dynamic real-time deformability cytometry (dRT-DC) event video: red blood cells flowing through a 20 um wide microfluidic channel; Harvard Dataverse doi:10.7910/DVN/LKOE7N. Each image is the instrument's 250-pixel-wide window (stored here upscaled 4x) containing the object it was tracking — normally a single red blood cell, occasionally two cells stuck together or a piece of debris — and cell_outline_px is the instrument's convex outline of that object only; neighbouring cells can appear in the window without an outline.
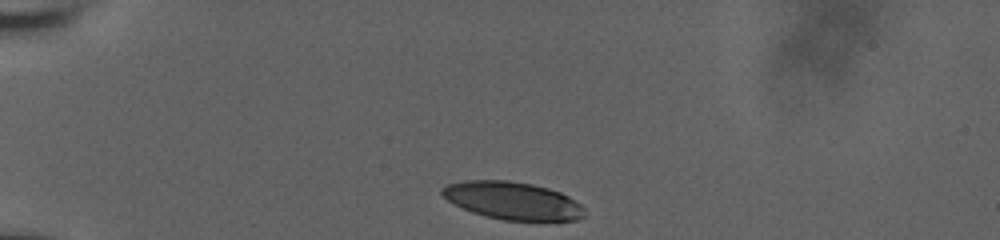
{"species": "human", "species_latin": "Homo sapiens", "temperature_condition": "room temperature", "stored_images_in_passage": 34, "camera_frame_rate_fps": 3000, "um_per_image_px": 0.085, "donor": {"sex": "male"}, "frame": {"image": 1, "passage_image": 1, "time_ms": 0.0, "image_size_px": [1000, 240], "cell_outline_px": [[584, 216], [576, 220], [504, 220], [484, 216], [472, 212], [448, 200], [440, 192], [440, 188], [448, 184], [464, 180], [508, 180], [532, 184], [548, 188], [560, 192], [568, 196], [580, 204], [584, 208]], "centroid_in_image_um": [43.56, 17.04], "position_along_channel_um": 41.4, "area_um2": 31.1}}
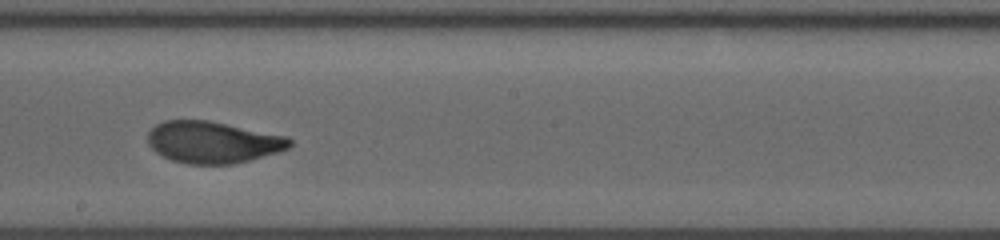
{"frame": {"image": 2, "passage_image": 20, "time_ms": 6.333, "image_size_px": [1000, 240], "cell_outline_px": [[292, 144], [288, 148], [276, 152], [248, 160], [232, 164], [188, 164], [172, 160], [156, 152], [148, 144], [148, 132], [156, 124], [164, 120], [208, 120], [288, 136], [292, 140]], "centroid_in_image_um": [18.08, 12.08], "position_along_channel_um": 230.1, "area_um2": 34.39}}
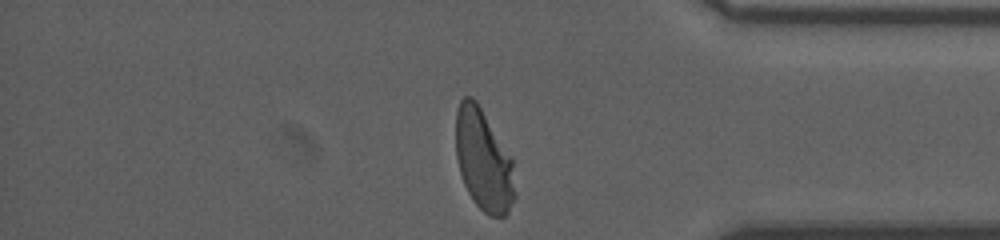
{"frame": {"image": 3, "passage_image": 34, "time_ms": 11.0, "image_size_px": [1000, 240], "cell_outline_px": [[516, 196], [508, 212], [504, 216], [488, 216], [472, 200], [464, 184], [460, 172], [456, 156], [456, 112], [460, 100], [464, 96], [472, 96], [476, 100], [512, 156], [516, 192]], "centroid_in_image_um": [41.12, 13.62], "position_along_channel_um": 394.1, "area_um2": 35.37}, "authors_computed_cell_mechanics": {"area_um2": 35.0268, "velocity_mm_per_s": 3.8273, "shape_relaxation_time_tau1_ms": 4.7255, "shape_relaxation_time_tau2_ms": 0.914, "deformation_change_tau1": 0.1899, "deformation_change_tau2": 0.062}}